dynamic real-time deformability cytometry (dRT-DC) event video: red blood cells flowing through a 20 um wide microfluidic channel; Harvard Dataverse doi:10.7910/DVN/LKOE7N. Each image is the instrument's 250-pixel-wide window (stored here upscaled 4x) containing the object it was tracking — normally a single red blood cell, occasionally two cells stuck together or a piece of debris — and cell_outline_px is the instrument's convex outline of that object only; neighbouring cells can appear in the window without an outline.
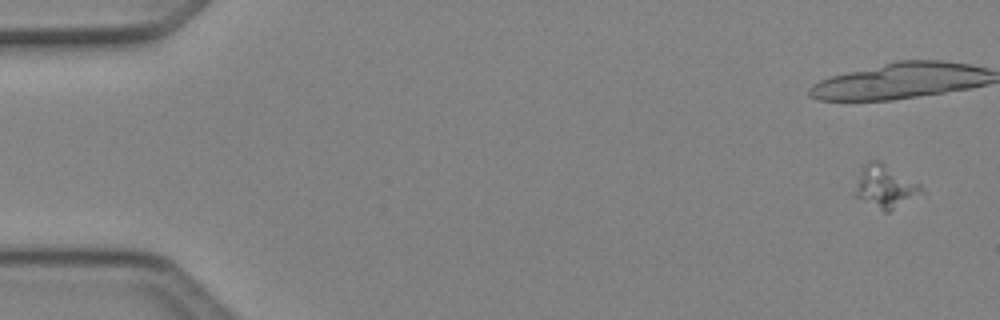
{"species": "Egyptian fruit bat (a non-hibernating species)", "species_latin": "Rousettus aegyptiacus", "temperature_condition": "cold", "stored_images_in_passage": 4, "camera_frame_rate_fps": 3000, "um_per_image_px": 0.085, "animal": {"sex": "female"}, "frame": {"image": 1, "passage_image": 1, "time_ms": 0.0, "image_size_px": [1000, 320], "cell_outline_px": [[924, 196], [888, 212], [884, 212], [852, 196], [864, 164], [868, 160], [876, 160], [920, 184], [924, 192]], "centroid_in_image_um": [75.27, 15.92], "position_along_channel_um": 9.7, "area_um2": 16.7}}